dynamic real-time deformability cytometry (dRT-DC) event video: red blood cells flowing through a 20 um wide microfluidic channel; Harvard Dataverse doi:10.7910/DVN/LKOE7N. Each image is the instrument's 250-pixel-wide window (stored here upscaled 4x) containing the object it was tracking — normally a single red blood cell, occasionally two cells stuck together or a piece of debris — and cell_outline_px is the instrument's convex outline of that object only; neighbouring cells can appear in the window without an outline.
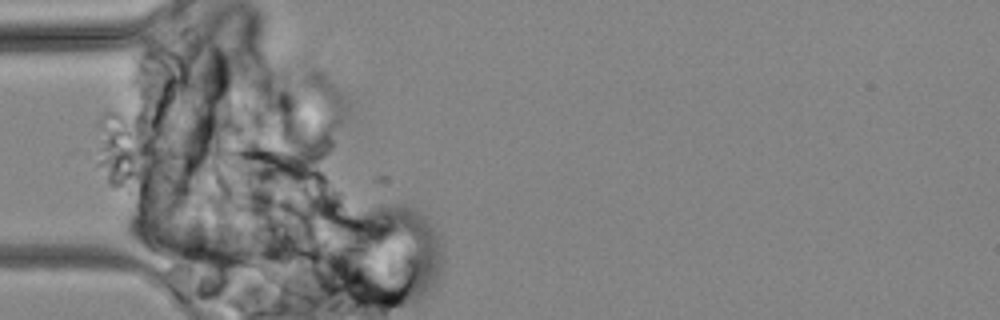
{"species": "common noctule bat (a hibernating species)", "species_latin": "Nyctalus noctula", "temperature_condition": "cold", "stored_images_in_passage": 6, "camera_frame_rate_fps": 3000, "um_per_image_px": 0.085, "animal": {"sex": "male", "body_mass_g": 19.2, "forearm_length_mm": 51.8}, "frame": {"image": 1, "passage_image": 1, "time_ms": 0.0, "image_size_px": [1000, 320], "cell_outline_px": [[248, 264], [244, 268], [236, 272], [228, 272], [168, 260], [144, 248], [132, 240], [124, 232], [124, 220], [128, 216], [136, 212], [228, 236], [244, 252], [248, 260]], "centroid_in_image_um": [15.74, 20.68], "position_along_channel_um": 69.3, "area_um2": 30.0}}
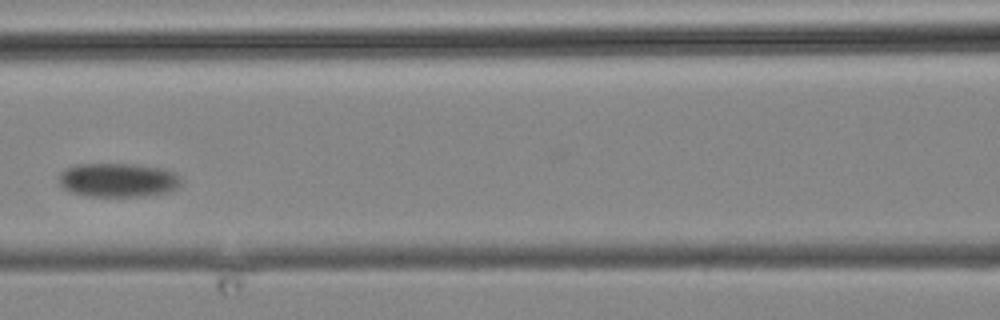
{"frame": {"image": 2, "passage_image": 4, "time_ms": 4.0, "image_size_px": [1000, 320], "cell_outline_px": [[184, 180], [176, 188], [168, 192], [144, 196], [84, 196], [68, 192], [56, 180], [60, 172], [64, 168], [76, 164], [132, 164], [160, 168], [176, 172]], "centroid_in_image_um": [9.99, 15.3], "position_along_channel_um": 156.6, "area_um2": 24.62}}
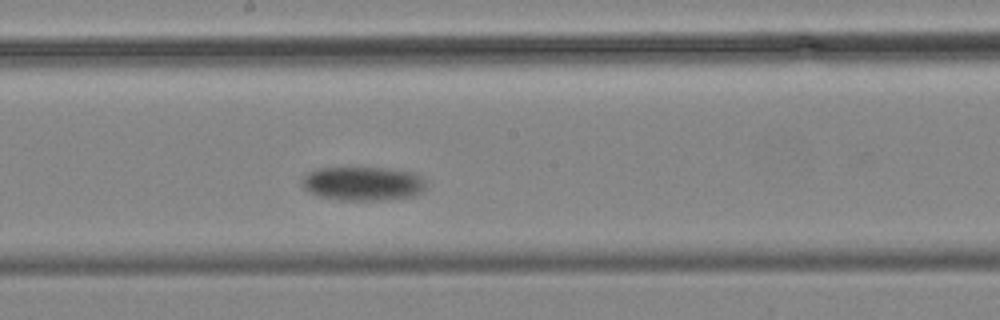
{"frame": {"image": 3, "passage_image": 6, "time_ms": 6.333, "image_size_px": [1000, 320], "cell_outline_px": [[424, 192], [412, 196], [384, 200], [340, 200], [320, 196], [308, 192], [304, 188], [304, 176], [308, 172], [320, 168], [384, 168], [412, 172], [420, 176], [424, 180]], "centroid_in_image_um": [30.86, 15.61], "position_along_channel_um": 217.3, "area_um2": 24.33}}